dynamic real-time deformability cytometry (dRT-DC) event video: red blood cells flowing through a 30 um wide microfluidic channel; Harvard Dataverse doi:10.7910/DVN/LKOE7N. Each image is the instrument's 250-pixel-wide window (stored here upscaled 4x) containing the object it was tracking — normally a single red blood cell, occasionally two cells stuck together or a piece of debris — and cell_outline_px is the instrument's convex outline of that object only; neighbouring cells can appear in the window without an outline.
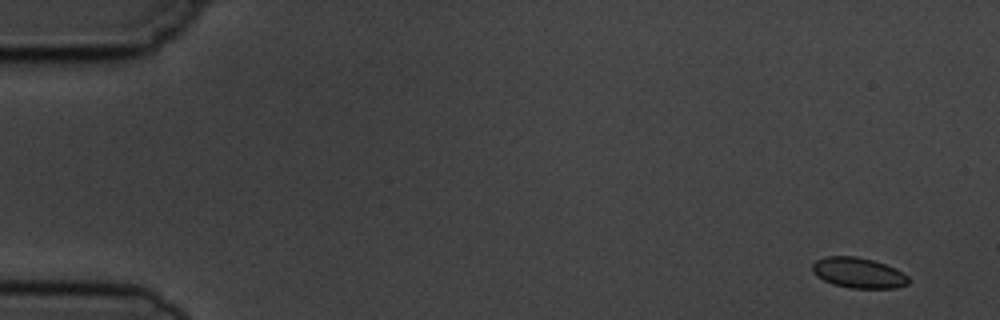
{"species": "common noctule bat (a hibernating species)", "species_latin": "Nyctalus noctula", "temperature_condition": "cold", "stored_images_in_passage": 4, "camera_frame_rate_fps": 3000, "um_per_image_px": 0.085, "animal": {"sex": "male", "body_mass_g": 19.5, "forearm_length_mm": 54.6}, "frame": {"image": 1, "passage_image": 1, "time_ms": 0.0, "image_size_px": [1000, 320], "cell_outline_px": [[912, 280], [908, 284], [896, 288], [852, 288], [832, 284], [816, 276], [812, 272], [812, 264], [816, 260], [824, 256], [856, 256], [872, 260], [896, 268], [908, 276]], "centroid_in_image_um": [72.97, 23.19], "position_along_channel_um": 12.0, "area_um2": 17.22}}